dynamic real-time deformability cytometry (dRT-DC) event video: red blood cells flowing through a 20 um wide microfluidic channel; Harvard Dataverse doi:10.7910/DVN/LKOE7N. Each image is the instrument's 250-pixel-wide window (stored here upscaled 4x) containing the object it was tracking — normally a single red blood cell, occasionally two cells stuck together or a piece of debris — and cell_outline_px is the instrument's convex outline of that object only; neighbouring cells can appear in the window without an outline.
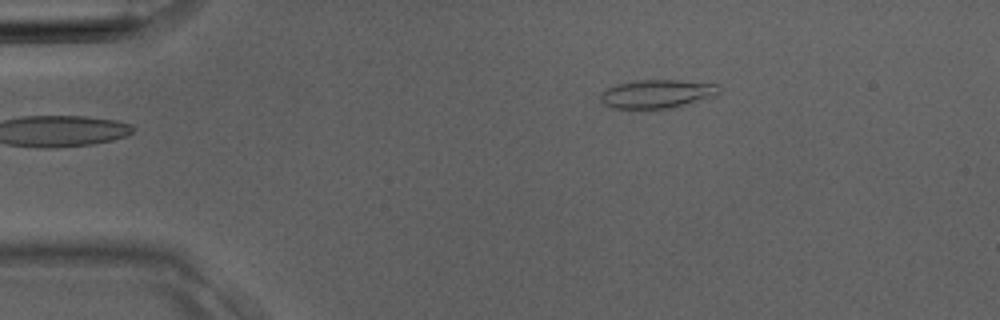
{"species": "Egyptian fruit bat (a non-hibernating species)", "species_latin": "Rousettus aegyptiacus", "temperature_condition": "room temperature", "stored_images_in_passage": 1, "camera_frame_rate_fps": 3000, "um_per_image_px": 0.085, "animal": {"sex": "male"}, "frame": {"image": 1, "passage_image": 1, "time_ms": 0.0, "image_size_px": [1000, 320], "cell_outline_px": [[720, 92], [716, 96], [672, 108], [612, 108], [604, 104], [600, 100], [600, 92], [616, 84], [636, 80], [680, 80], [716, 84]], "centroid_in_image_um": [55.83, 7.97], "position_along_channel_um": 29.2, "area_um2": 19.71}}